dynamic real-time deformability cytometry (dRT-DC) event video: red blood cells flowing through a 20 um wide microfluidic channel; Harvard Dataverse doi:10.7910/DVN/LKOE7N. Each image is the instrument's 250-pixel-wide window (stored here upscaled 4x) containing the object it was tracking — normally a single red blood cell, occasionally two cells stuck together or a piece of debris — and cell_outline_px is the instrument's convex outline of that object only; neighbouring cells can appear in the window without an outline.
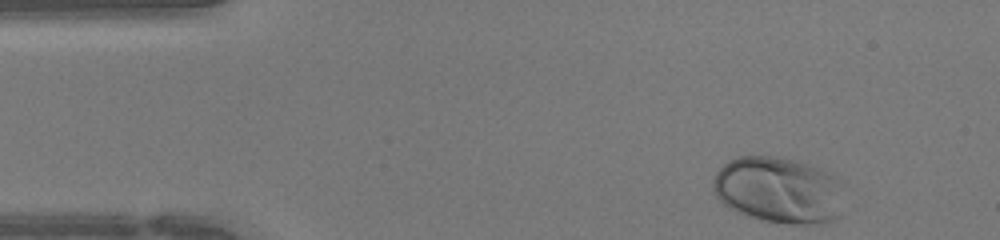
{"species": "human", "species_latin": "Homo sapiens", "temperature_condition": "warm", "stored_images_in_passage": 33, "camera_frame_rate_fps": 3000, "um_per_image_px": 0.085, "donor": {"sex": "female"}, "frame": {"image": 1, "passage_image": 1, "time_ms": 0.0, "image_size_px": [1000, 240], "cell_outline_px": [[840, 216], [832, 220], [812, 224], [788, 224], [760, 220], [736, 212], [728, 208], [716, 196], [712, 188], [712, 180], [716, 172], [728, 160], [740, 156], [780, 156], [796, 160], [808, 164], [828, 172], [836, 176], [840, 184]], "centroid_in_image_um": [66.13, 16.15], "position_along_channel_um": 18.9, "area_um2": 50.98}}
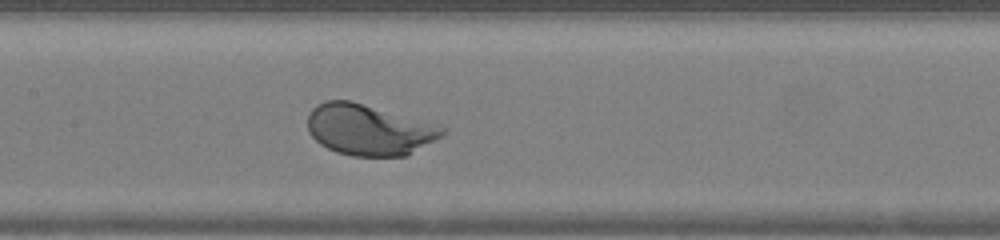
{"frame": {"image": 2, "passage_image": 17, "time_ms": 5.333, "image_size_px": [1000, 240], "cell_outline_px": [[448, 132], [444, 136], [408, 156], [352, 156], [336, 152], [320, 144], [308, 132], [308, 112], [316, 104], [324, 100], [348, 100], [448, 128]], "centroid_in_image_um": [31.36, 11.05], "position_along_channel_um": 176.0, "area_um2": 40.0}}
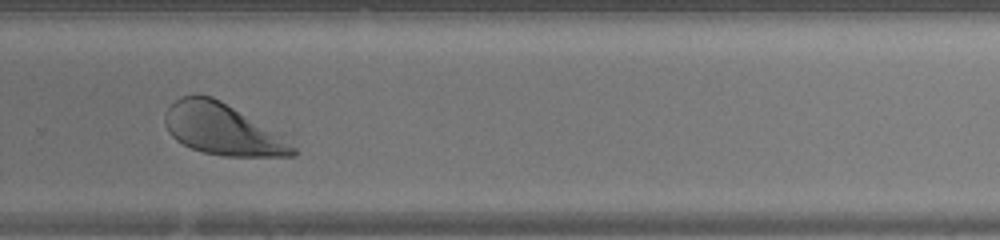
{"frame": {"image": 3, "passage_image": 26, "time_ms": 8.333, "image_size_px": [1000, 240], "cell_outline_px": [[296, 156], [224, 156], [204, 152], [192, 148], [176, 140], [168, 132], [164, 124], [164, 116], [168, 108], [180, 96], [212, 96], [292, 128], [296, 148]], "centroid_in_image_um": [19.27, 10.96], "position_along_channel_um": 310.5, "area_um2": 41.62}}